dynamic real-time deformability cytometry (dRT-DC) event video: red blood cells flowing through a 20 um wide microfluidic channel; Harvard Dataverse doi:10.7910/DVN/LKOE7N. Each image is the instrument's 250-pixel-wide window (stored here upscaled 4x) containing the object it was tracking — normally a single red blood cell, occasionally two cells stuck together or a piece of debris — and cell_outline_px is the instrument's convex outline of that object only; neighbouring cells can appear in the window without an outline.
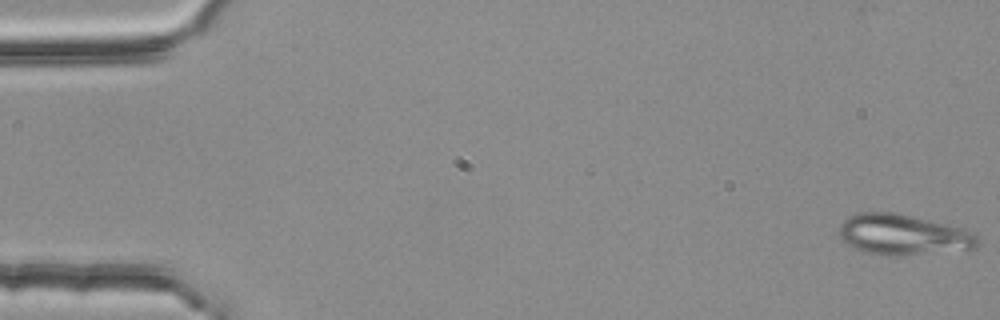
{"species": "common noctule bat (a hibernating species)", "species_latin": "Nyctalus noctula", "temperature_condition": "room temperature", "stored_images_in_passage": 4, "camera_frame_rate_fps": 3000, "um_per_image_px": 0.085, "animal": {"sex": "female", "body_mass_g": 25.1}, "frame": {"image": 1, "passage_image": 1, "time_ms": 0.0, "image_size_px": [1000, 320], "cell_outline_px": [[980, 244], [976, 248], [884, 256], [868, 252], [856, 248], [848, 244], [840, 236], [840, 224], [844, 220], [860, 212], [896, 212], [964, 228], [972, 232], [980, 240]], "centroid_in_image_um": [76.79, 19.92], "position_along_channel_um": 8.2, "area_um2": 32.19}}